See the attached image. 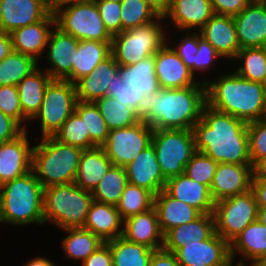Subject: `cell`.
I'll use <instances>...</instances> for the list:
<instances>
[{"label":"cell","instance_id":"8d00e7d4","mask_svg":"<svg viewBox=\"0 0 266 266\" xmlns=\"http://www.w3.org/2000/svg\"><path fill=\"white\" fill-rule=\"evenodd\" d=\"M64 232L68 234L62 239V248L66 258L70 260L78 259L83 262L104 243L98 236L84 228H69L64 229Z\"/></svg>","mask_w":266,"mask_h":266},{"label":"cell","instance_id":"277c9868","mask_svg":"<svg viewBox=\"0 0 266 266\" xmlns=\"http://www.w3.org/2000/svg\"><path fill=\"white\" fill-rule=\"evenodd\" d=\"M43 190L33 170L0 185V223L44 224Z\"/></svg>","mask_w":266,"mask_h":266},{"label":"cell","instance_id":"8fae6325","mask_svg":"<svg viewBox=\"0 0 266 266\" xmlns=\"http://www.w3.org/2000/svg\"><path fill=\"white\" fill-rule=\"evenodd\" d=\"M56 26L80 40L112 42L95 0L67 5L55 13Z\"/></svg>","mask_w":266,"mask_h":266},{"label":"cell","instance_id":"db71d44e","mask_svg":"<svg viewBox=\"0 0 266 266\" xmlns=\"http://www.w3.org/2000/svg\"><path fill=\"white\" fill-rule=\"evenodd\" d=\"M23 131L24 129L14 119L0 110V143L15 139Z\"/></svg>","mask_w":266,"mask_h":266},{"label":"cell","instance_id":"7c38bea8","mask_svg":"<svg viewBox=\"0 0 266 266\" xmlns=\"http://www.w3.org/2000/svg\"><path fill=\"white\" fill-rule=\"evenodd\" d=\"M152 135L153 128L140 120L132 126L110 130L101 147L113 165L125 167L151 145Z\"/></svg>","mask_w":266,"mask_h":266},{"label":"cell","instance_id":"cb8c5ba5","mask_svg":"<svg viewBox=\"0 0 266 266\" xmlns=\"http://www.w3.org/2000/svg\"><path fill=\"white\" fill-rule=\"evenodd\" d=\"M128 241L152 250L163 248L164 235L160 229L156 209L130 216L124 220L123 235Z\"/></svg>","mask_w":266,"mask_h":266},{"label":"cell","instance_id":"1f68e13d","mask_svg":"<svg viewBox=\"0 0 266 266\" xmlns=\"http://www.w3.org/2000/svg\"><path fill=\"white\" fill-rule=\"evenodd\" d=\"M112 165L102 147L85 149L80 157L74 183L92 192Z\"/></svg>","mask_w":266,"mask_h":266},{"label":"cell","instance_id":"ee69618b","mask_svg":"<svg viewBox=\"0 0 266 266\" xmlns=\"http://www.w3.org/2000/svg\"><path fill=\"white\" fill-rule=\"evenodd\" d=\"M56 140L79 147L83 150L95 146L86 137V126L82 118L74 111L53 136Z\"/></svg>","mask_w":266,"mask_h":266},{"label":"cell","instance_id":"7a4b0ae2","mask_svg":"<svg viewBox=\"0 0 266 266\" xmlns=\"http://www.w3.org/2000/svg\"><path fill=\"white\" fill-rule=\"evenodd\" d=\"M206 105V85L161 89L143 96L135 114L153 129L192 130Z\"/></svg>","mask_w":266,"mask_h":266},{"label":"cell","instance_id":"03108f58","mask_svg":"<svg viewBox=\"0 0 266 266\" xmlns=\"http://www.w3.org/2000/svg\"><path fill=\"white\" fill-rule=\"evenodd\" d=\"M248 266H266V257L253 260Z\"/></svg>","mask_w":266,"mask_h":266},{"label":"cell","instance_id":"4316f807","mask_svg":"<svg viewBox=\"0 0 266 266\" xmlns=\"http://www.w3.org/2000/svg\"><path fill=\"white\" fill-rule=\"evenodd\" d=\"M123 224L116 206L93 201L83 228L107 242L123 235Z\"/></svg>","mask_w":266,"mask_h":266},{"label":"cell","instance_id":"7402d4cb","mask_svg":"<svg viewBox=\"0 0 266 266\" xmlns=\"http://www.w3.org/2000/svg\"><path fill=\"white\" fill-rule=\"evenodd\" d=\"M125 168L128 183L145 188L154 195L164 190L166 179L161 172L152 144L142 150Z\"/></svg>","mask_w":266,"mask_h":266},{"label":"cell","instance_id":"4dcf8cb0","mask_svg":"<svg viewBox=\"0 0 266 266\" xmlns=\"http://www.w3.org/2000/svg\"><path fill=\"white\" fill-rule=\"evenodd\" d=\"M244 258L236 263L247 264L249 262L266 257V226L256 220L250 223L231 243L230 255L232 262L238 254ZM247 259V260H246Z\"/></svg>","mask_w":266,"mask_h":266},{"label":"cell","instance_id":"6da1fadb","mask_svg":"<svg viewBox=\"0 0 266 266\" xmlns=\"http://www.w3.org/2000/svg\"><path fill=\"white\" fill-rule=\"evenodd\" d=\"M248 123L206 105L192 132L196 151L217 163L252 165L249 154Z\"/></svg>","mask_w":266,"mask_h":266},{"label":"cell","instance_id":"e7e4bbea","mask_svg":"<svg viewBox=\"0 0 266 266\" xmlns=\"http://www.w3.org/2000/svg\"><path fill=\"white\" fill-rule=\"evenodd\" d=\"M257 220L266 226V208H258Z\"/></svg>","mask_w":266,"mask_h":266},{"label":"cell","instance_id":"ba28073f","mask_svg":"<svg viewBox=\"0 0 266 266\" xmlns=\"http://www.w3.org/2000/svg\"><path fill=\"white\" fill-rule=\"evenodd\" d=\"M151 144L166 180L184 173L196 152L192 130L153 129Z\"/></svg>","mask_w":266,"mask_h":266},{"label":"cell","instance_id":"836d02e7","mask_svg":"<svg viewBox=\"0 0 266 266\" xmlns=\"http://www.w3.org/2000/svg\"><path fill=\"white\" fill-rule=\"evenodd\" d=\"M112 42L93 40H80L74 50V63L72 65V83L87 76L97 65L111 54Z\"/></svg>","mask_w":266,"mask_h":266},{"label":"cell","instance_id":"44dd1931","mask_svg":"<svg viewBox=\"0 0 266 266\" xmlns=\"http://www.w3.org/2000/svg\"><path fill=\"white\" fill-rule=\"evenodd\" d=\"M55 25L54 13L50 12L41 21L15 29L10 33L13 51L32 56L39 62Z\"/></svg>","mask_w":266,"mask_h":266},{"label":"cell","instance_id":"6f0895ef","mask_svg":"<svg viewBox=\"0 0 266 266\" xmlns=\"http://www.w3.org/2000/svg\"><path fill=\"white\" fill-rule=\"evenodd\" d=\"M251 190L254 192L258 208H266V178L253 177Z\"/></svg>","mask_w":266,"mask_h":266},{"label":"cell","instance_id":"be15d7a7","mask_svg":"<svg viewBox=\"0 0 266 266\" xmlns=\"http://www.w3.org/2000/svg\"><path fill=\"white\" fill-rule=\"evenodd\" d=\"M24 266H56L46 257H35L29 260Z\"/></svg>","mask_w":266,"mask_h":266},{"label":"cell","instance_id":"f907efd6","mask_svg":"<svg viewBox=\"0 0 266 266\" xmlns=\"http://www.w3.org/2000/svg\"><path fill=\"white\" fill-rule=\"evenodd\" d=\"M190 32L191 31L185 32L188 34H186L184 38L179 40L180 42L177 44V46H174L172 48L194 74L193 57L199 50V39L201 38V34L199 31L197 32L195 30L193 33Z\"/></svg>","mask_w":266,"mask_h":266},{"label":"cell","instance_id":"ffe728a7","mask_svg":"<svg viewBox=\"0 0 266 266\" xmlns=\"http://www.w3.org/2000/svg\"><path fill=\"white\" fill-rule=\"evenodd\" d=\"M201 38L213 46L216 52L227 60L234 61L240 46L233 16L214 14L199 30Z\"/></svg>","mask_w":266,"mask_h":266},{"label":"cell","instance_id":"4fadbf2b","mask_svg":"<svg viewBox=\"0 0 266 266\" xmlns=\"http://www.w3.org/2000/svg\"><path fill=\"white\" fill-rule=\"evenodd\" d=\"M174 255L180 266H228L230 244L214 232L208 239L178 248Z\"/></svg>","mask_w":266,"mask_h":266},{"label":"cell","instance_id":"484cf974","mask_svg":"<svg viewBox=\"0 0 266 266\" xmlns=\"http://www.w3.org/2000/svg\"><path fill=\"white\" fill-rule=\"evenodd\" d=\"M118 68V63L113 55L110 54L97 65L95 70L74 83L77 100L81 102H95L107 96L108 86H111Z\"/></svg>","mask_w":266,"mask_h":266},{"label":"cell","instance_id":"89a4df30","mask_svg":"<svg viewBox=\"0 0 266 266\" xmlns=\"http://www.w3.org/2000/svg\"><path fill=\"white\" fill-rule=\"evenodd\" d=\"M108 1H115L121 3L123 0H108Z\"/></svg>","mask_w":266,"mask_h":266},{"label":"cell","instance_id":"003e7915","mask_svg":"<svg viewBox=\"0 0 266 266\" xmlns=\"http://www.w3.org/2000/svg\"><path fill=\"white\" fill-rule=\"evenodd\" d=\"M228 266H248L247 264H240V263H235L233 265V262H231Z\"/></svg>","mask_w":266,"mask_h":266},{"label":"cell","instance_id":"f5cc1de1","mask_svg":"<svg viewBox=\"0 0 266 266\" xmlns=\"http://www.w3.org/2000/svg\"><path fill=\"white\" fill-rule=\"evenodd\" d=\"M252 0H211L215 14L235 16L239 14Z\"/></svg>","mask_w":266,"mask_h":266},{"label":"cell","instance_id":"a7ac6f4b","mask_svg":"<svg viewBox=\"0 0 266 266\" xmlns=\"http://www.w3.org/2000/svg\"><path fill=\"white\" fill-rule=\"evenodd\" d=\"M263 85V89L265 91V95H266V78L264 79V81L262 82Z\"/></svg>","mask_w":266,"mask_h":266},{"label":"cell","instance_id":"3957f363","mask_svg":"<svg viewBox=\"0 0 266 266\" xmlns=\"http://www.w3.org/2000/svg\"><path fill=\"white\" fill-rule=\"evenodd\" d=\"M218 77L204 81L209 107L246 123L266 118V95L262 83L247 80L234 71Z\"/></svg>","mask_w":266,"mask_h":266},{"label":"cell","instance_id":"9f6ffc18","mask_svg":"<svg viewBox=\"0 0 266 266\" xmlns=\"http://www.w3.org/2000/svg\"><path fill=\"white\" fill-rule=\"evenodd\" d=\"M149 266H180L174 253L165 249L155 250L151 256Z\"/></svg>","mask_w":266,"mask_h":266},{"label":"cell","instance_id":"5b68a950","mask_svg":"<svg viewBox=\"0 0 266 266\" xmlns=\"http://www.w3.org/2000/svg\"><path fill=\"white\" fill-rule=\"evenodd\" d=\"M39 141L32 150V170L43 188L73 183L83 149L53 136Z\"/></svg>","mask_w":266,"mask_h":266},{"label":"cell","instance_id":"9a60e30c","mask_svg":"<svg viewBox=\"0 0 266 266\" xmlns=\"http://www.w3.org/2000/svg\"><path fill=\"white\" fill-rule=\"evenodd\" d=\"M155 72L161 89L206 85L195 76L172 47L165 43L155 54Z\"/></svg>","mask_w":266,"mask_h":266},{"label":"cell","instance_id":"74e56055","mask_svg":"<svg viewBox=\"0 0 266 266\" xmlns=\"http://www.w3.org/2000/svg\"><path fill=\"white\" fill-rule=\"evenodd\" d=\"M39 65V62L32 56L12 51L0 61V86H17L25 76Z\"/></svg>","mask_w":266,"mask_h":266},{"label":"cell","instance_id":"8992f818","mask_svg":"<svg viewBox=\"0 0 266 266\" xmlns=\"http://www.w3.org/2000/svg\"><path fill=\"white\" fill-rule=\"evenodd\" d=\"M93 196L74 182L52 185L43 190L44 223L64 229L83 228Z\"/></svg>","mask_w":266,"mask_h":266},{"label":"cell","instance_id":"6125c7cd","mask_svg":"<svg viewBox=\"0 0 266 266\" xmlns=\"http://www.w3.org/2000/svg\"><path fill=\"white\" fill-rule=\"evenodd\" d=\"M253 177L266 178V154L253 164Z\"/></svg>","mask_w":266,"mask_h":266},{"label":"cell","instance_id":"c3c4849f","mask_svg":"<svg viewBox=\"0 0 266 266\" xmlns=\"http://www.w3.org/2000/svg\"><path fill=\"white\" fill-rule=\"evenodd\" d=\"M100 17L111 36L122 32L121 3L108 0H95Z\"/></svg>","mask_w":266,"mask_h":266},{"label":"cell","instance_id":"94428289","mask_svg":"<svg viewBox=\"0 0 266 266\" xmlns=\"http://www.w3.org/2000/svg\"><path fill=\"white\" fill-rule=\"evenodd\" d=\"M91 0H47L48 7L52 13H55L58 9L71 4H77Z\"/></svg>","mask_w":266,"mask_h":266},{"label":"cell","instance_id":"816d5d0a","mask_svg":"<svg viewBox=\"0 0 266 266\" xmlns=\"http://www.w3.org/2000/svg\"><path fill=\"white\" fill-rule=\"evenodd\" d=\"M221 56L216 52L211 44L205 41L203 38L199 39V50L194 55V75L199 74L200 72H206L210 70L212 66H214L217 61L216 58L219 59Z\"/></svg>","mask_w":266,"mask_h":266},{"label":"cell","instance_id":"30bf717a","mask_svg":"<svg viewBox=\"0 0 266 266\" xmlns=\"http://www.w3.org/2000/svg\"><path fill=\"white\" fill-rule=\"evenodd\" d=\"M215 232L229 244L257 220L258 205L254 192L235 195L215 202L213 209Z\"/></svg>","mask_w":266,"mask_h":266},{"label":"cell","instance_id":"52a82bcc","mask_svg":"<svg viewBox=\"0 0 266 266\" xmlns=\"http://www.w3.org/2000/svg\"><path fill=\"white\" fill-rule=\"evenodd\" d=\"M163 16L112 36L111 54L118 65H131L154 55L168 40L161 26ZM159 20V21H158Z\"/></svg>","mask_w":266,"mask_h":266},{"label":"cell","instance_id":"7bdbcfd3","mask_svg":"<svg viewBox=\"0 0 266 266\" xmlns=\"http://www.w3.org/2000/svg\"><path fill=\"white\" fill-rule=\"evenodd\" d=\"M120 14L122 31L148 24L159 16L144 0H123Z\"/></svg>","mask_w":266,"mask_h":266},{"label":"cell","instance_id":"60d3db41","mask_svg":"<svg viewBox=\"0 0 266 266\" xmlns=\"http://www.w3.org/2000/svg\"><path fill=\"white\" fill-rule=\"evenodd\" d=\"M154 194L142 187L128 183L120 197L116 209L123 220L146 212L154 207Z\"/></svg>","mask_w":266,"mask_h":266},{"label":"cell","instance_id":"91938a15","mask_svg":"<svg viewBox=\"0 0 266 266\" xmlns=\"http://www.w3.org/2000/svg\"><path fill=\"white\" fill-rule=\"evenodd\" d=\"M159 16H164L170 7L171 0H144Z\"/></svg>","mask_w":266,"mask_h":266},{"label":"cell","instance_id":"e0dca14e","mask_svg":"<svg viewBox=\"0 0 266 266\" xmlns=\"http://www.w3.org/2000/svg\"><path fill=\"white\" fill-rule=\"evenodd\" d=\"M253 165L218 163L210 194L214 202L251 190Z\"/></svg>","mask_w":266,"mask_h":266},{"label":"cell","instance_id":"b9f144b4","mask_svg":"<svg viewBox=\"0 0 266 266\" xmlns=\"http://www.w3.org/2000/svg\"><path fill=\"white\" fill-rule=\"evenodd\" d=\"M240 60L242 66L236 73L250 81L262 83L266 78V50L264 47L240 49L234 61Z\"/></svg>","mask_w":266,"mask_h":266},{"label":"cell","instance_id":"9c48e42d","mask_svg":"<svg viewBox=\"0 0 266 266\" xmlns=\"http://www.w3.org/2000/svg\"><path fill=\"white\" fill-rule=\"evenodd\" d=\"M75 85L66 80H52L45 89L42 105L30 120H39L41 138L54 136L75 111Z\"/></svg>","mask_w":266,"mask_h":266},{"label":"cell","instance_id":"f546056e","mask_svg":"<svg viewBox=\"0 0 266 266\" xmlns=\"http://www.w3.org/2000/svg\"><path fill=\"white\" fill-rule=\"evenodd\" d=\"M118 73L127 89L140 91L143 96L161 90L155 72V55L128 66L119 65Z\"/></svg>","mask_w":266,"mask_h":266},{"label":"cell","instance_id":"d6a6232c","mask_svg":"<svg viewBox=\"0 0 266 266\" xmlns=\"http://www.w3.org/2000/svg\"><path fill=\"white\" fill-rule=\"evenodd\" d=\"M51 81L49 74L38 66L17 84L22 111L29 120L39 111L46 86Z\"/></svg>","mask_w":266,"mask_h":266},{"label":"cell","instance_id":"d4e9b609","mask_svg":"<svg viewBox=\"0 0 266 266\" xmlns=\"http://www.w3.org/2000/svg\"><path fill=\"white\" fill-rule=\"evenodd\" d=\"M164 191L169 196L191 205L201 214L213 213L215 202L210 189L184 173L166 180Z\"/></svg>","mask_w":266,"mask_h":266},{"label":"cell","instance_id":"d590c367","mask_svg":"<svg viewBox=\"0 0 266 266\" xmlns=\"http://www.w3.org/2000/svg\"><path fill=\"white\" fill-rule=\"evenodd\" d=\"M128 184L126 168L112 165L93 189V201L116 206Z\"/></svg>","mask_w":266,"mask_h":266},{"label":"cell","instance_id":"681fc988","mask_svg":"<svg viewBox=\"0 0 266 266\" xmlns=\"http://www.w3.org/2000/svg\"><path fill=\"white\" fill-rule=\"evenodd\" d=\"M107 95L117 99L121 104L126 105L135 111L138 102L143 97L140 91H131L127 89L118 72L114 75L111 86H108Z\"/></svg>","mask_w":266,"mask_h":266},{"label":"cell","instance_id":"e575fe53","mask_svg":"<svg viewBox=\"0 0 266 266\" xmlns=\"http://www.w3.org/2000/svg\"><path fill=\"white\" fill-rule=\"evenodd\" d=\"M109 244L113 266H149L155 250L144 245L128 241L123 236L107 241Z\"/></svg>","mask_w":266,"mask_h":266},{"label":"cell","instance_id":"f35d334b","mask_svg":"<svg viewBox=\"0 0 266 266\" xmlns=\"http://www.w3.org/2000/svg\"><path fill=\"white\" fill-rule=\"evenodd\" d=\"M94 103L104 117L109 131L126 128L140 121L135 114V110L108 95L96 100Z\"/></svg>","mask_w":266,"mask_h":266},{"label":"cell","instance_id":"11a10c76","mask_svg":"<svg viewBox=\"0 0 266 266\" xmlns=\"http://www.w3.org/2000/svg\"><path fill=\"white\" fill-rule=\"evenodd\" d=\"M82 266H113L112 253L107 242H104L88 258L82 262Z\"/></svg>","mask_w":266,"mask_h":266},{"label":"cell","instance_id":"680465c9","mask_svg":"<svg viewBox=\"0 0 266 266\" xmlns=\"http://www.w3.org/2000/svg\"><path fill=\"white\" fill-rule=\"evenodd\" d=\"M13 51L10 33L0 32V61Z\"/></svg>","mask_w":266,"mask_h":266},{"label":"cell","instance_id":"7dc6e473","mask_svg":"<svg viewBox=\"0 0 266 266\" xmlns=\"http://www.w3.org/2000/svg\"><path fill=\"white\" fill-rule=\"evenodd\" d=\"M249 154L252 165L266 154V118L248 123Z\"/></svg>","mask_w":266,"mask_h":266},{"label":"cell","instance_id":"83f0119b","mask_svg":"<svg viewBox=\"0 0 266 266\" xmlns=\"http://www.w3.org/2000/svg\"><path fill=\"white\" fill-rule=\"evenodd\" d=\"M215 232L213 214H201L196 220L182 224L164 235L163 249L174 253L178 248L208 239Z\"/></svg>","mask_w":266,"mask_h":266},{"label":"cell","instance_id":"2e32d148","mask_svg":"<svg viewBox=\"0 0 266 266\" xmlns=\"http://www.w3.org/2000/svg\"><path fill=\"white\" fill-rule=\"evenodd\" d=\"M233 19L240 49L266 45V0L251 1Z\"/></svg>","mask_w":266,"mask_h":266},{"label":"cell","instance_id":"603a6c76","mask_svg":"<svg viewBox=\"0 0 266 266\" xmlns=\"http://www.w3.org/2000/svg\"><path fill=\"white\" fill-rule=\"evenodd\" d=\"M211 0H171L168 12L163 16L178 31L200 30L214 15ZM167 18V19H166Z\"/></svg>","mask_w":266,"mask_h":266},{"label":"cell","instance_id":"d6986e66","mask_svg":"<svg viewBox=\"0 0 266 266\" xmlns=\"http://www.w3.org/2000/svg\"><path fill=\"white\" fill-rule=\"evenodd\" d=\"M50 12L47 0H0V32L34 24Z\"/></svg>","mask_w":266,"mask_h":266},{"label":"cell","instance_id":"bcb514c9","mask_svg":"<svg viewBox=\"0 0 266 266\" xmlns=\"http://www.w3.org/2000/svg\"><path fill=\"white\" fill-rule=\"evenodd\" d=\"M0 110L27 130L26 122L30 120L23 114L17 86H0Z\"/></svg>","mask_w":266,"mask_h":266},{"label":"cell","instance_id":"f1b7e54d","mask_svg":"<svg viewBox=\"0 0 266 266\" xmlns=\"http://www.w3.org/2000/svg\"><path fill=\"white\" fill-rule=\"evenodd\" d=\"M154 208L163 235L177 226L196 220L201 215L197 209L169 196L164 190L154 196Z\"/></svg>","mask_w":266,"mask_h":266},{"label":"cell","instance_id":"5bb4252c","mask_svg":"<svg viewBox=\"0 0 266 266\" xmlns=\"http://www.w3.org/2000/svg\"><path fill=\"white\" fill-rule=\"evenodd\" d=\"M79 40L63 32L56 25L52 29L48 43L46 57L50 65L43 69L52 80H66L72 83V65L74 63V50Z\"/></svg>","mask_w":266,"mask_h":266},{"label":"cell","instance_id":"ac0fdd59","mask_svg":"<svg viewBox=\"0 0 266 266\" xmlns=\"http://www.w3.org/2000/svg\"><path fill=\"white\" fill-rule=\"evenodd\" d=\"M28 129L15 139L0 143V185L32 170V150Z\"/></svg>","mask_w":266,"mask_h":266},{"label":"cell","instance_id":"f6af8a7d","mask_svg":"<svg viewBox=\"0 0 266 266\" xmlns=\"http://www.w3.org/2000/svg\"><path fill=\"white\" fill-rule=\"evenodd\" d=\"M218 163L208 155L196 151L187 163L184 174L192 180L206 185L210 189Z\"/></svg>","mask_w":266,"mask_h":266},{"label":"cell","instance_id":"ab89813d","mask_svg":"<svg viewBox=\"0 0 266 266\" xmlns=\"http://www.w3.org/2000/svg\"><path fill=\"white\" fill-rule=\"evenodd\" d=\"M75 112L84 121L86 137L95 147H101L108 139L109 130L96 104L77 101Z\"/></svg>","mask_w":266,"mask_h":266}]
</instances>
